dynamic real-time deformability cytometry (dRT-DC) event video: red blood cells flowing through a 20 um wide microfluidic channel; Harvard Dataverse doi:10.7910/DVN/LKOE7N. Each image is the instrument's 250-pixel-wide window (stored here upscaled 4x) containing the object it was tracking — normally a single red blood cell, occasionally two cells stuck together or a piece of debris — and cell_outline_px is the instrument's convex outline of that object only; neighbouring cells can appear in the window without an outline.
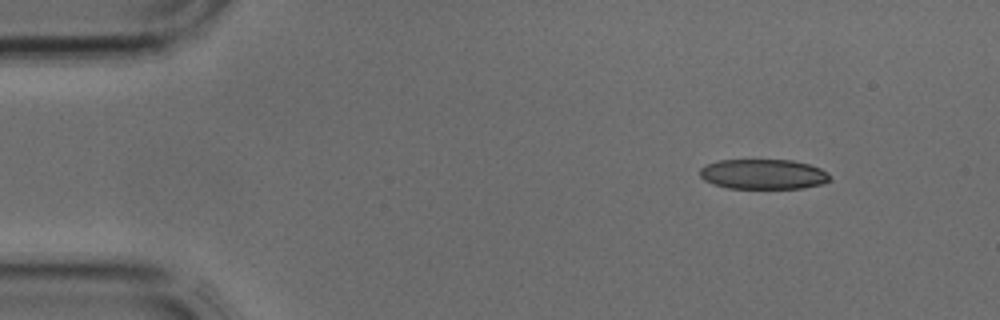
{"species": "common noctule bat (a hibernating species)", "species_latin": "Nyctalus noctula", "temperature_condition": "cold", "stored_images_in_passage": 2, "camera_frame_rate_fps": 3000, "um_per_image_px": 0.085, "animal": {"sex": "male", "body_mass_g": 17.9, "forearm_length_mm": 54.2}, "frame": {"image": 1, "passage_image": 1, "time_ms": 0.0, "image_size_px": [1000, 320], "cell_outline_px": [[828, 180], [824, 184], [804, 188], [728, 188], [712, 184], [704, 180], [700, 176], [700, 168], [708, 164], [720, 160], [792, 160], [808, 164], [820, 168], [828, 176]], "centroid_in_image_um": [64.85, 14.81], "position_along_channel_um": 20.2, "area_um2": 22.6}}